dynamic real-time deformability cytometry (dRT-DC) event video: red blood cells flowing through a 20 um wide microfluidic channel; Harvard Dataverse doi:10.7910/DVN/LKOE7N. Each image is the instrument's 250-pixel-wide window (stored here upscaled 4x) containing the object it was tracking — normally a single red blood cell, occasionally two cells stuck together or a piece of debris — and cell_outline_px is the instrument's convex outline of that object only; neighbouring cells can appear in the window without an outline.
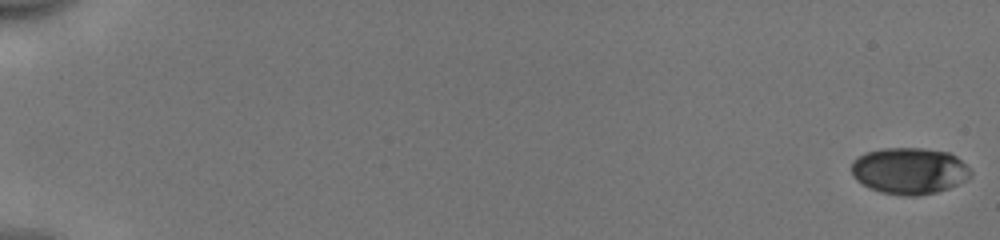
{"species": "human", "species_latin": "Homo sapiens", "temperature_condition": "cold", "stored_images_in_passage": 54, "camera_frame_rate_fps": 3000, "um_per_image_px": 0.085, "donor": {"sex": "male"}, "frame": {"image": 1, "passage_image": 1, "time_ms": 0.0, "image_size_px": [1000, 240], "cell_outline_px": [[972, 176], [948, 188], [936, 192], [916, 196], [904, 196], [880, 192], [868, 188], [856, 180], [852, 176], [852, 160], [864, 152], [880, 148], [924, 148], [948, 152], [956, 156], [972, 172]], "centroid_in_image_um": [77.25, 14.51], "position_along_channel_um": 7.8, "area_um2": 32.48}}
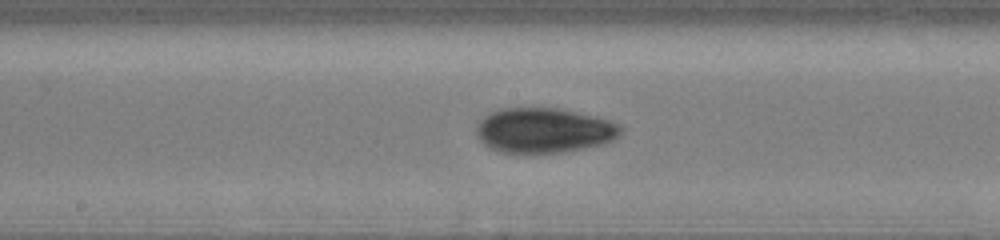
{"frame": {"image": 2, "passage_image": 31, "time_ms": 10.0, "image_size_px": [1000, 240], "cell_outline_px": [[624, 128], [612, 140], [600, 144], [564, 152], [524, 156], [500, 152], [484, 144], [476, 136], [476, 124], [484, 116], [500, 108], [560, 108], [596, 116], [620, 124]], "centroid_in_image_um": [46.18, 11.11], "position_along_channel_um": 202.0, "area_um2": 38.55}}
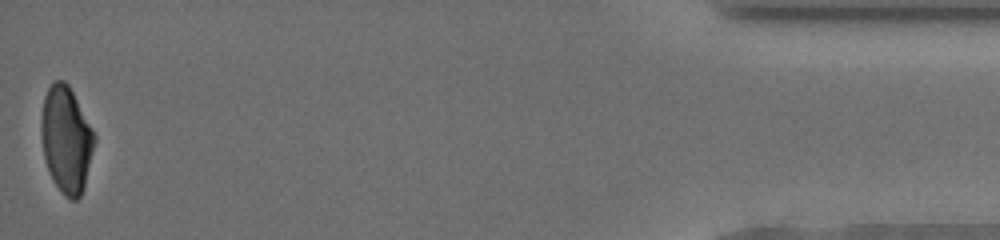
{"frame": {"image": 3, "passage_image": 54, "time_ms": 17.667, "image_size_px": [1000, 240], "cell_outline_px": [[96, 140], [84, 188], [80, 196], [76, 200], [68, 200], [64, 196], [52, 180], [44, 156], [40, 136], [40, 120], [44, 96], [48, 88], [56, 80], [64, 80], [68, 84], [92, 128], [96, 136]], "centroid_in_image_um": [5.62, 11.88], "position_along_channel_um": 429.6, "area_um2": 33.18}, "authors_computed_cell_mechanics": {"area_um2": 34.3043, "velocity_mm_per_s": 3.9753, "shape_relaxation_time_tau1_ms": 3.7499, "shape_relaxation_time_tau2_ms": 2.068, "deformation_change_tau1": 0.1287, "deformation_change_tau2": 0.0508}}